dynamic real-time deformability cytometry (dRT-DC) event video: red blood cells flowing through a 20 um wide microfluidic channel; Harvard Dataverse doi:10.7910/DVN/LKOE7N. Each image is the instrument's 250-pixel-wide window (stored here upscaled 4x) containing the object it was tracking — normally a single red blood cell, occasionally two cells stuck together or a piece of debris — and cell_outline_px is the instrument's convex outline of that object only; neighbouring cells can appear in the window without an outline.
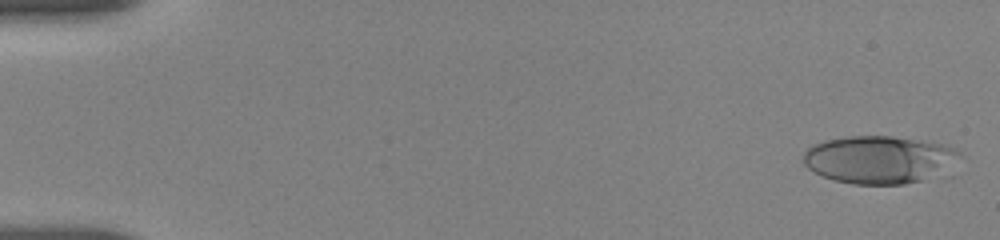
{"species": "human", "species_latin": "Homo sapiens", "temperature_condition": "room temperature", "stored_images_in_passage": 54, "camera_frame_rate_fps": 3000, "um_per_image_px": 0.085, "donor": {"sex": "female"}, "frame": {"image": 1, "passage_image": 1, "time_ms": 0.0, "image_size_px": [1000, 240], "cell_outline_px": [[964, 156], [952, 176], [904, 184], [852, 184], [836, 180], [824, 176], [808, 168], [804, 164], [804, 152], [812, 144], [824, 140], [848, 136], [892, 136], [940, 144], [956, 148]], "centroid_in_image_um": [74.93, 13.59], "position_along_channel_um": 10.1, "area_um2": 44.85}}
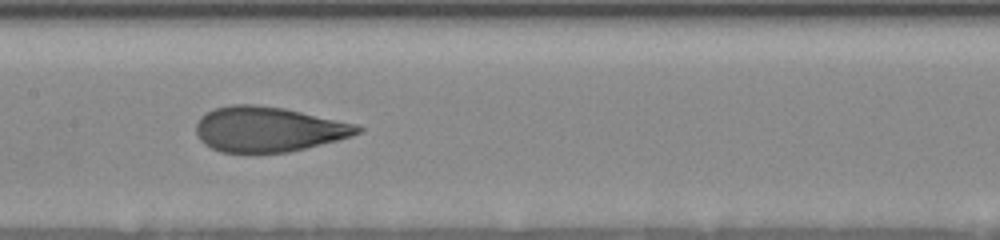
{"frame": {"image": 2, "passage_image": 27, "time_ms": 8.667, "image_size_px": [1000, 240], "cell_outline_px": [[364, 128], [360, 132], [352, 136], [288, 152], [220, 152], [204, 144], [200, 140], [196, 132], [196, 124], [200, 116], [216, 108], [232, 104], [256, 104], [284, 108], [356, 124]], "centroid_in_image_um": [22.78, 10.98], "position_along_channel_um": 184.6, "area_um2": 42.14}}
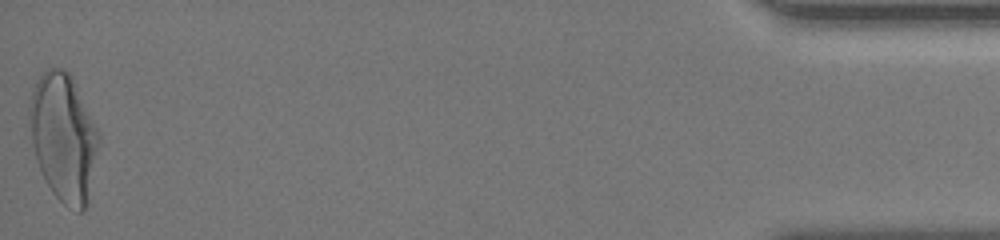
{"frame": {"image": 3, "passage_image": 54, "time_ms": 17.667, "image_size_px": [1000, 240], "cell_outline_px": [[100, 140], [88, 204], [80, 212], [64, 204], [52, 192], [36, 160], [32, 144], [28, 120], [28, 108], [32, 88], [44, 68], [52, 64], [68, 72], [72, 76], [100, 136]], "centroid_in_image_um": [5.38, 11.62], "position_along_channel_um": 429.8, "area_um2": 51.85}, "authors_computed_cell_mechanics": {"area_um2": 42.6853, "velocity_mm_per_s": 3.6884, "shape_relaxation_time_tau1_ms": 6.1992, "shape_relaxation_time_tau2_ms": 0.8658, "deformation_change_tau1": 0.2394, "deformation_change_tau2": 0.0773}}